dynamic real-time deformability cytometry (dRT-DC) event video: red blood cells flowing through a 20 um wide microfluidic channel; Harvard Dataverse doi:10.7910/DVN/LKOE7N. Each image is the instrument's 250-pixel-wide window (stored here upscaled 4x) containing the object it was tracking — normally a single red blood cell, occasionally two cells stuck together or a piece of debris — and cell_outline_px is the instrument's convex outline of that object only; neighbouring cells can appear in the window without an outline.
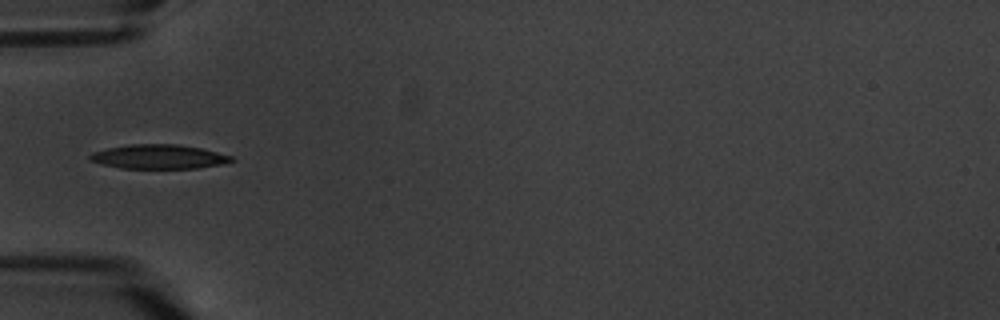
{"species": "common noctule bat (a hibernating species)", "species_latin": "Nyctalus noctula", "temperature_condition": "warm", "stored_images_in_passage": 15, "camera_frame_rate_fps": 3000, "um_per_image_px": 0.085, "animal": {"sex": "male", "body_mass_g": 20.1, "forearm_length_mm": 53.5}, "frame": {"image": 1, "passage_image": 5, "time_ms": 5.667, "image_size_px": [1000, 320], "cell_outline_px": [[236, 160], [220, 164], [196, 168], [120, 168], [100, 164], [88, 160], [88, 156], [92, 152], [108, 148], [128, 144], [176, 144], [200, 148], [232, 156]], "centroid_in_image_um": [13.44, 13.32], "position_along_channel_um": 71.6, "area_um2": 19.94}}
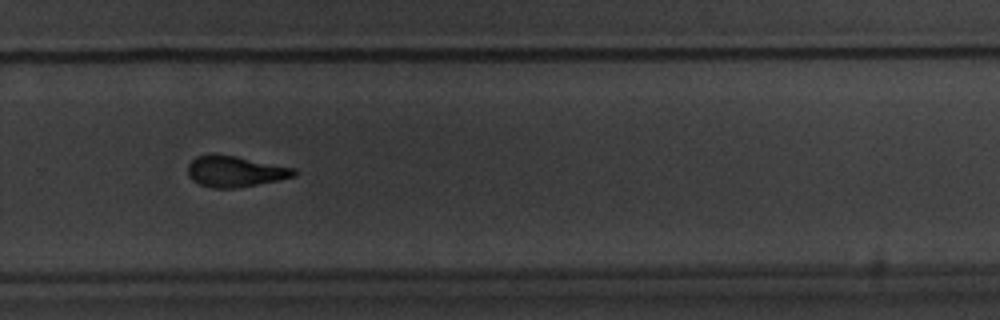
{"frame": {"image": 2, "passage_image": 11, "time_ms": 12.667, "image_size_px": [1000, 320], "cell_outline_px": [[296, 176], [236, 188], [212, 188], [200, 184], [192, 180], [188, 176], [188, 164], [196, 156], [212, 152], [236, 156], [296, 168]], "centroid_in_image_um": [19.94, 14.54], "position_along_channel_um": 309.9, "area_um2": 19.31}}
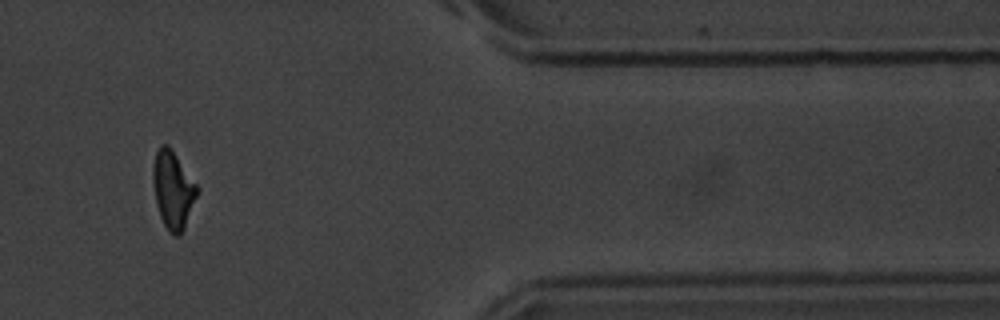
{"frame": {"image": 3, "passage_image": 13, "time_ms": 16.0, "image_size_px": [1000, 320], "cell_outline_px": [[200, 188], [184, 228], [180, 236], [172, 236], [168, 232], [160, 216], [156, 200], [152, 180], [152, 164], [156, 152], [160, 144], [168, 144], [172, 148]], "centroid_in_image_um": [14.7, 16.1], "position_along_channel_um": 396.7, "area_um2": 20.23}, "authors_computed_cell_mechanics": {"area_um2": 19.7676, "velocity_mm_per_s": 3.4027, "shape_relaxation_time_tau1_ms": 4.0978, "shape_relaxation_time_tau2_ms": 2.4718, "deformation_change_tau1": 0.1301, "deformation_change_tau2": 0.0888}}